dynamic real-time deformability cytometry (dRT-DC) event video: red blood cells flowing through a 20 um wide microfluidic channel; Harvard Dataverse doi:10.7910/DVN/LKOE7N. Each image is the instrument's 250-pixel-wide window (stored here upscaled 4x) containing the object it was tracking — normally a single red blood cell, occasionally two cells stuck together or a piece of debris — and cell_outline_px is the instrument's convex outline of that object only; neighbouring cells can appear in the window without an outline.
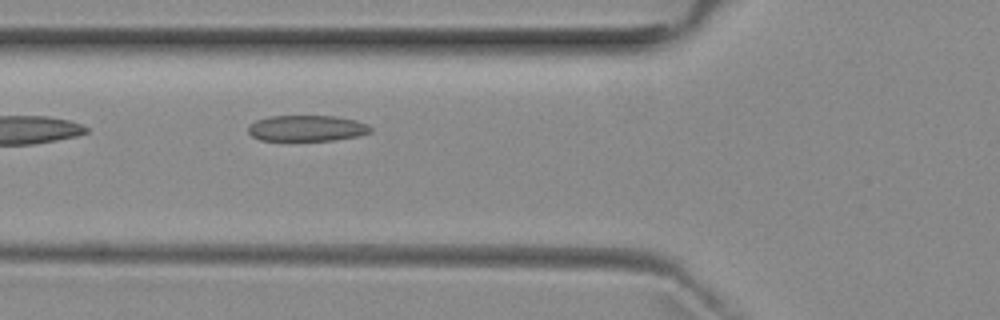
{"species": "common noctule bat (a hibernating species)", "species_latin": "Nyctalus noctula", "temperature_condition": "room temperature", "stored_images_in_passage": 4, "camera_frame_rate_fps": 3000, "um_per_image_px": 0.085, "animal": {"sex": "female", "body_mass_g": 29.2, "forearm_length_mm": 56.3}, "frame": {"image": 1, "passage_image": 4, "time_ms": 5.0, "image_size_px": [1000, 320], "cell_outline_px": [[372, 132], [360, 136], [332, 140], [260, 140], [252, 136], [248, 132], [248, 124], [256, 120], [268, 116], [336, 116], [356, 120], [368, 124], [372, 128]], "centroid_in_image_um": [26.09, 10.89], "position_along_channel_um": 99.7, "area_um2": 18.67}}